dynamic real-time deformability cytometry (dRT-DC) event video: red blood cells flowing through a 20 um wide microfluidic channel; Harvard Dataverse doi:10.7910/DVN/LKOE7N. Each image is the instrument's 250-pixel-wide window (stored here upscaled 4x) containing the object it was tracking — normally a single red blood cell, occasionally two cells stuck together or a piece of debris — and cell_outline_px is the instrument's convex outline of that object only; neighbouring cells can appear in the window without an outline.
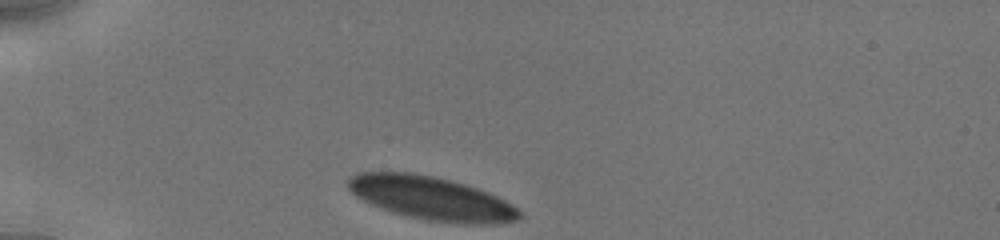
{"species": "human", "species_latin": "Homo sapiens", "temperature_condition": "cold", "stored_images_in_passage": 73, "camera_frame_rate_fps": 3000, "um_per_image_px": 0.085, "donor": {"sex": "male"}, "frame": {"image": 1, "passage_image": 1, "time_ms": 0.0, "image_size_px": [1000, 240], "cell_outline_px": [[524, 212], [520, 220], [500, 224], [460, 224], [428, 220], [408, 216], [392, 212], [380, 208], [356, 196], [348, 188], [348, 180], [356, 172], [412, 172], [432, 176], [464, 184], [488, 192], [512, 204]], "centroid_in_image_um": [36.72, 16.87], "position_along_channel_um": 48.3, "area_um2": 43.47}}
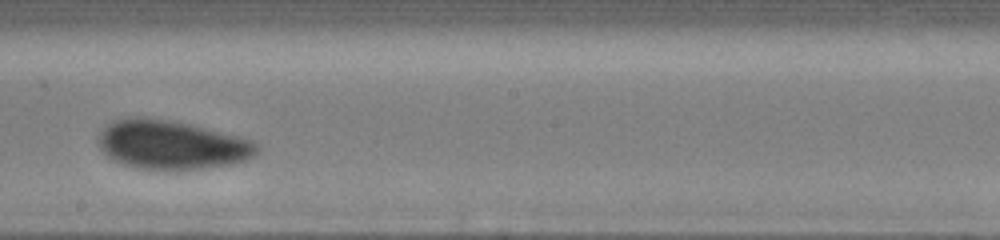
{"frame": {"image": 2, "passage_image": 44, "time_ms": 5.667, "image_size_px": [1000, 240], "cell_outline_px": [[260, 152], [248, 160], [232, 164], [204, 168], [136, 168], [120, 164], [112, 160], [100, 148], [96, 140], [100, 132], [108, 124], [116, 120], [128, 116], [144, 116], [192, 124], [240, 136], [252, 140], [260, 144]], "centroid_in_image_um": [14.61, 12.28], "position_along_channel_um": 233.6, "area_um2": 45.55}}
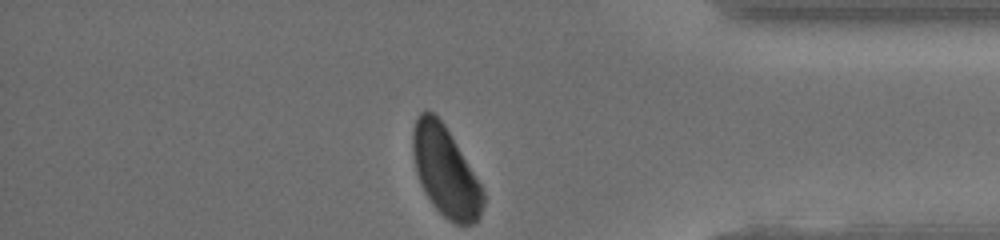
{"frame": {"image": 3, "passage_image": 73, "time_ms": 10.333, "image_size_px": [1000, 240], "cell_outline_px": [[484, 204], [480, 216], [472, 224], [456, 224], [448, 220], [432, 204], [424, 192], [420, 184], [416, 172], [412, 156], [412, 132], [416, 116], [420, 112], [432, 112], [444, 124], [480, 184], [484, 192]], "centroid_in_image_um": [37.83, 14.59], "position_along_channel_um": 397.4, "area_um2": 36.47}, "authors_computed_cell_mechanics": {"area_um2": 44.9106, "velocity_mm_per_s": 3.8718, "shape_relaxation_time_tau1_ms": 3.4967, "shape_relaxation_time_tau2_ms": null, "deformation_change_tau1": 0.0981, "deformation_change_tau2": null}}